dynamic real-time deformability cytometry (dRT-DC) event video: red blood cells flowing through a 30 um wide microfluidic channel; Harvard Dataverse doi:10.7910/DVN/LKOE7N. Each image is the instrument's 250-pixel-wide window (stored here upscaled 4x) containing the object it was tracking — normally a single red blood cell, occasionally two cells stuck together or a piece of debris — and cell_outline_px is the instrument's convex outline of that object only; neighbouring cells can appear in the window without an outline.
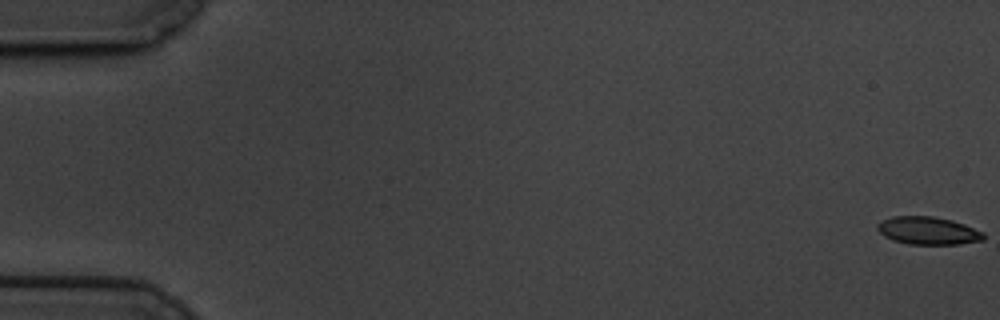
{"species": "common noctule bat (a hibernating species)", "species_latin": "Nyctalus noctula", "temperature_condition": "cold", "stored_images_in_passage": 60, "camera_frame_rate_fps": 3000, "um_per_image_px": 0.085, "animal": {"sex": "male", "body_mass_g": 19.5, "forearm_length_mm": 54.6}, "frame": {"image": 1, "passage_image": 1, "time_ms": 0.0, "image_size_px": [1000, 320], "cell_outline_px": [[984, 240], [956, 244], [908, 244], [892, 240], [884, 236], [876, 228], [876, 224], [880, 220], [892, 216], [932, 216], [952, 220], [964, 224], [984, 232]], "centroid_in_image_um": [78.85, 19.6], "position_along_channel_um": 6.2, "area_um2": 17.28}}
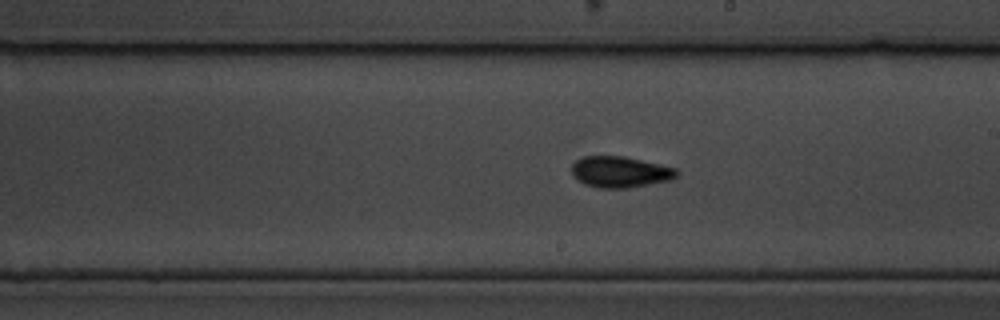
{"frame": {"image": 2, "passage_image": 35, "time_ms": 11.333, "image_size_px": [1000, 320], "cell_outline_px": [[680, 172], [672, 180], [628, 188], [596, 188], [584, 184], [576, 180], [572, 176], [572, 164], [576, 160], [584, 156], [624, 156], [660, 164], [676, 168]], "centroid_in_image_um": [52.7, 14.62], "position_along_channel_um": 236.3, "area_um2": 19.31}}
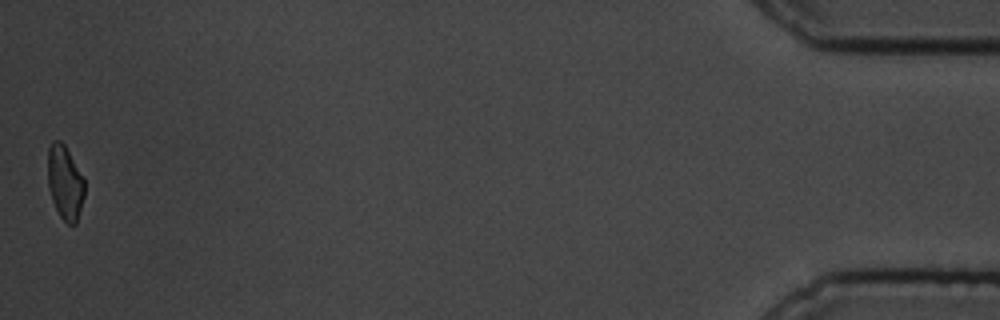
{"frame": {"image": 3, "passage_image": 60, "time_ms": 19.667, "image_size_px": [1000, 320], "cell_outline_px": [[84, 196], [76, 224], [68, 224], [60, 216], [52, 200], [48, 188], [48, 148], [52, 140], [60, 140], [64, 144], [84, 176]], "centroid_in_image_um": [5.52, 15.49], "position_along_channel_um": 429.7, "area_um2": 15.95}, "authors_computed_cell_mechanics": {"area_um2": 17.6001, "velocity_mm_per_s": 3.3994, "shape_relaxation_time_tau1_ms": 3.6382, "shape_relaxation_time_tau2_ms": 2.6586, "deformation_change_tau1": 0.1099, "deformation_change_tau2": 0.0875}}